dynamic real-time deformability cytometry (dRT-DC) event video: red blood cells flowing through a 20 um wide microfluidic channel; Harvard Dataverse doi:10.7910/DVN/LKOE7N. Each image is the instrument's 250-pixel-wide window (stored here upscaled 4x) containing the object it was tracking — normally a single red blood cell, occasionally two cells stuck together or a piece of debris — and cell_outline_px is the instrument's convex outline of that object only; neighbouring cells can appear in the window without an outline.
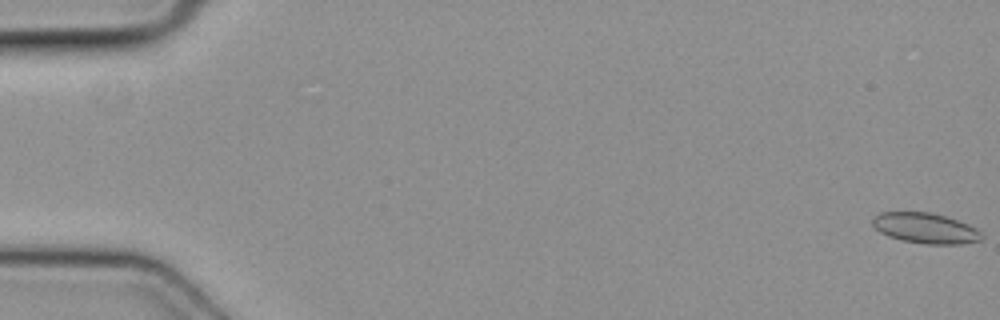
{"species": "common noctule bat (a hibernating species)", "species_latin": "Nyctalus noctula", "temperature_condition": "cold", "stored_images_in_passage": 5, "camera_frame_rate_fps": 3000, "um_per_image_px": 0.085, "animal": {"sex": "female", "body_mass_g": 19.3, "forearm_length_mm": 54.1}, "frame": {"image": 1, "passage_image": 1, "time_ms": 0.0, "image_size_px": [1000, 320], "cell_outline_px": [[984, 236], [980, 240], [960, 244], [928, 244], [900, 240], [888, 236], [880, 232], [872, 224], [872, 220], [880, 212], [928, 212], [944, 216], [968, 224], [976, 228]], "centroid_in_image_um": [78.65, 19.4], "position_along_channel_um": 6.3, "area_um2": 19.19}}